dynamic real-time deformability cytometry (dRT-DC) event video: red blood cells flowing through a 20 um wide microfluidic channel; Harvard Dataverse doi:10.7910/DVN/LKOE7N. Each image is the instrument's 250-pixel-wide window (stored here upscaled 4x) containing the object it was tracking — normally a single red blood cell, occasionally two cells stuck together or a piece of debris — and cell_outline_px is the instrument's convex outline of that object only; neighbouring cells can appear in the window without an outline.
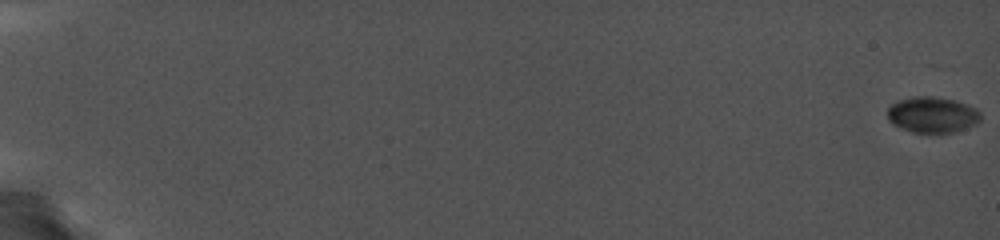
{"species": "common noctule bat (a hibernating species)", "species_latin": "Nyctalus noctula", "temperature_condition": "cold", "stored_images_in_passage": 58, "camera_frame_rate_fps": 5000, "um_per_image_px": 0.085, "animal": {"sex": "female", "body_mass_g": 19.0, "forearm_length_mm": 56.7}, "frame": {"image": 1, "passage_image": 1, "time_ms": 0.0, "image_size_px": [1000, 240], "cell_outline_px": [[980, 120], [976, 124], [952, 132], [936, 136], [912, 132], [900, 128], [892, 124], [888, 120], [888, 108], [896, 100], [916, 96], [932, 96], [952, 100], [976, 108], [980, 112]], "centroid_in_image_um": [79.21, 9.79], "position_along_channel_um": 5.8, "area_um2": 19.88}}
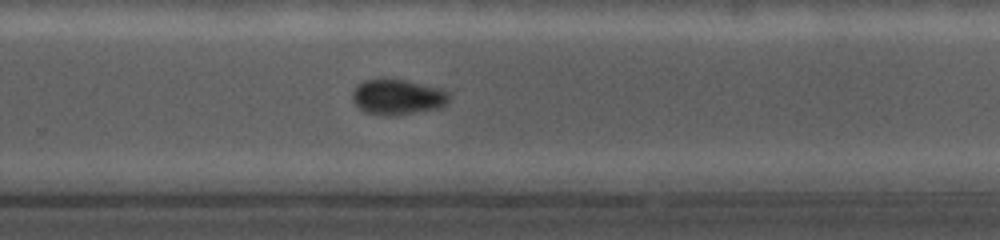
{"frame": {"image": 2, "passage_image": 43, "time_ms": 13.8, "image_size_px": [1000, 240], "cell_outline_px": [[448, 100], [444, 104], [436, 108], [408, 112], [368, 112], [360, 108], [352, 100], [352, 92], [364, 80], [404, 80], [436, 88], [448, 92]], "centroid_in_image_um": [33.77, 8.19], "position_along_channel_um": 296.0, "area_um2": 18.26}}
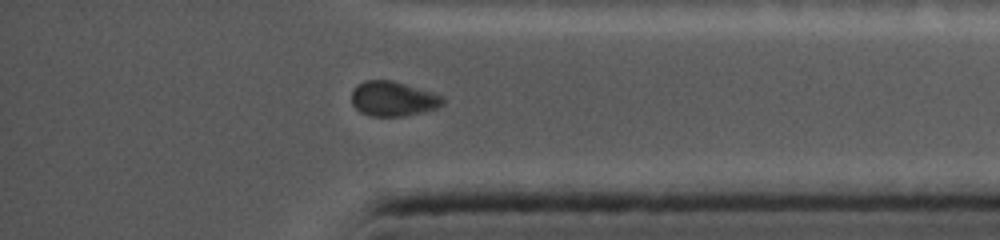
{"frame": {"image": 3, "passage_image": 53, "time_ms": 16.6, "image_size_px": [1000, 240], "cell_outline_px": [[444, 104], [436, 108], [404, 116], [372, 116], [360, 112], [352, 104], [352, 88], [356, 84], [364, 80], [392, 80], [432, 92], [444, 96]], "centroid_in_image_um": [33.39, 8.38], "position_along_channel_um": 401.8, "area_um2": 18.55}}